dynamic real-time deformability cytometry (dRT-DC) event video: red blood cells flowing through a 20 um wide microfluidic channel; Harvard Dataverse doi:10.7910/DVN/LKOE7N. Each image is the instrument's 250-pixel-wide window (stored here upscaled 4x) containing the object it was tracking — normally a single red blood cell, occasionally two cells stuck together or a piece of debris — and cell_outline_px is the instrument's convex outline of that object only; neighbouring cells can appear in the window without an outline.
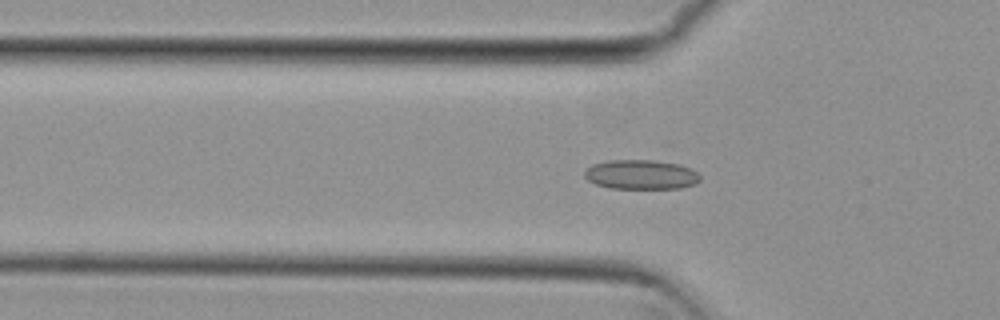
{"species": "common noctule bat (a hibernating species)", "species_latin": "Nyctalus noctula", "temperature_condition": "cold", "stored_images_in_passage": 51, "camera_frame_rate_fps": 3000, "um_per_image_px": 0.085, "animal": {"sex": "female", "body_mass_g": 29.2, "forearm_length_mm": 56.3}, "frame": {"image": 1, "passage_image": 14, "time_ms": 4.333, "image_size_px": [1000, 320], "cell_outline_px": [[700, 180], [696, 184], [680, 188], [608, 188], [596, 184], [588, 180], [584, 176], [584, 172], [592, 164], [608, 160], [652, 160], [680, 164], [692, 168], [700, 176]], "centroid_in_image_um": [54.5, 14.83], "position_along_channel_um": 71.3, "area_um2": 19.94}}
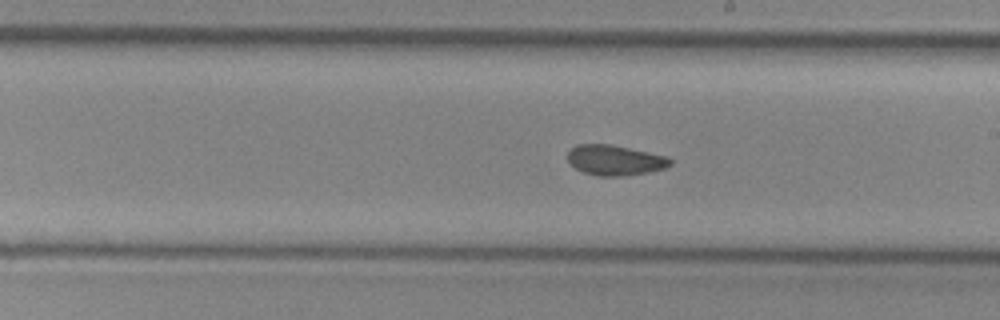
{"frame": {"image": 2, "passage_image": 27, "time_ms": 8.667, "image_size_px": [1000, 320], "cell_outline_px": [[672, 164], [664, 168], [648, 172], [624, 176], [596, 176], [584, 172], [576, 168], [568, 160], [568, 152], [576, 144], [612, 144], [668, 156], [672, 160]], "centroid_in_image_um": [52.29, 13.61], "position_along_channel_um": 236.7, "area_um2": 18.15}}
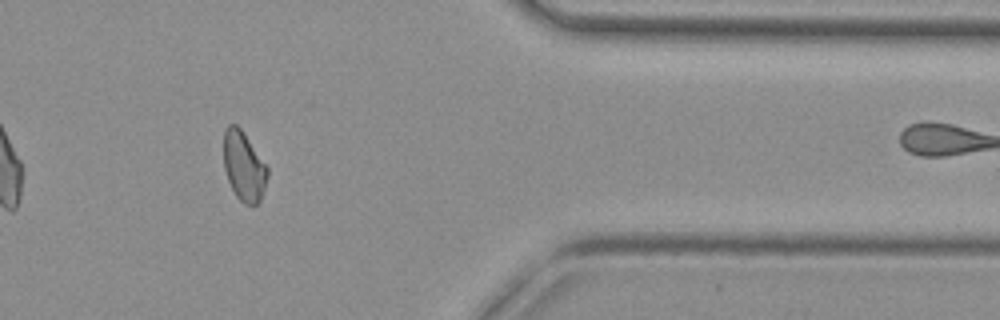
{"frame": {"image": 3, "passage_image": 41, "time_ms": 13.333, "image_size_px": [1000, 320], "cell_outline_px": [[268, 176], [260, 200], [256, 204], [244, 204], [236, 196], [228, 180], [224, 168], [224, 128], [228, 124], [236, 124], [240, 128], [268, 168]], "centroid_in_image_um": [20.71, 14.12], "position_along_channel_um": 390.7, "area_um2": 17.46}}